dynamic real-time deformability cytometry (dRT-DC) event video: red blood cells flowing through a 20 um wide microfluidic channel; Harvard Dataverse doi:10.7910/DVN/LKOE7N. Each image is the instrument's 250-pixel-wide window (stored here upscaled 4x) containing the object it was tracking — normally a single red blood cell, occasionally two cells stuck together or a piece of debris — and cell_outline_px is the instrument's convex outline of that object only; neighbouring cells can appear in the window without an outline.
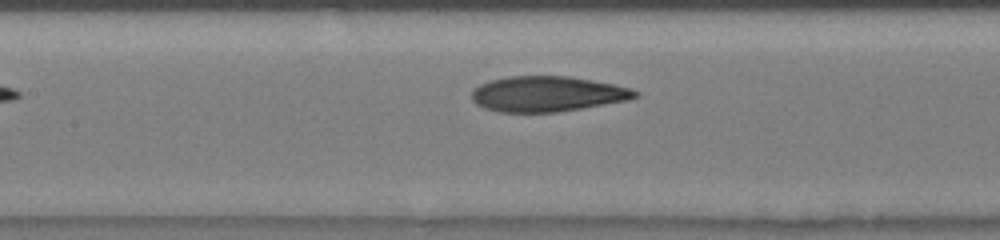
{"species": "human", "species_latin": "Homo sapiens", "temperature_condition": "room temperature", "stored_images_in_passage": 7, "segment_of_instrument_passage": [2, 2], "camera_frame_rate_fps": 3000, "um_per_image_px": 0.085, "donor": {"sex": "male"}, "frame": {"image": 1, "passage_image": 7, "time_ms": 4.0, "image_size_px": [1000, 240], "cell_outline_px": [[640, 96], [628, 100], [556, 112], [500, 112], [484, 108], [476, 104], [472, 100], [472, 92], [480, 84], [492, 80], [508, 76], [568, 76], [592, 80], [632, 88], [640, 92]], "centroid_in_image_um": [46.54, 7.98], "position_along_channel_um": 160.9, "area_um2": 33.58}}